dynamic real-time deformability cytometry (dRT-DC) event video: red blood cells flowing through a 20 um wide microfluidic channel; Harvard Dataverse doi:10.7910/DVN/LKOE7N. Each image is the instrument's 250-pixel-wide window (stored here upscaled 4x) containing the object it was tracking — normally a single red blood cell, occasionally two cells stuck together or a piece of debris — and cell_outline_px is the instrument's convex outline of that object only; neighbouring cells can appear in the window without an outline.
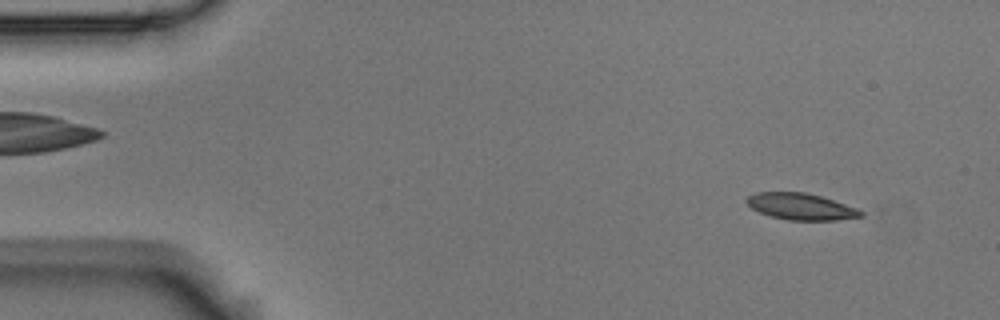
{"species": "Egyptian fruit bat (a non-hibernating species)", "species_latin": "Rousettus aegyptiacus", "temperature_condition": "room temperature", "stored_images_in_passage": 57, "camera_frame_rate_fps": 3000, "um_per_image_px": 0.085, "animal": {"sex": "male"}, "frame": {"image": 1, "passage_image": 5, "time_ms": 1.333, "image_size_px": [1000, 320], "cell_outline_px": [[864, 216], [836, 220], [788, 220], [772, 216], [760, 212], [752, 208], [744, 200], [748, 196], [756, 192], [804, 192], [820, 196], [856, 208], [864, 212]], "centroid_in_image_um": [68.06, 17.55], "position_along_channel_um": 16.9, "area_um2": 17.46}}
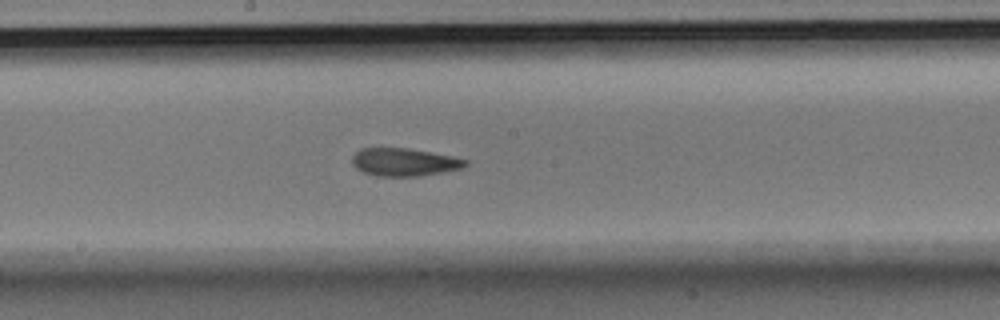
{"frame": {"image": 2, "passage_image": 30, "time_ms": 9.667, "image_size_px": [1000, 320], "cell_outline_px": [[468, 164], [460, 168], [420, 176], [376, 176], [364, 172], [356, 168], [352, 164], [352, 156], [360, 148], [408, 148], [452, 156], [468, 160]], "centroid_in_image_um": [34.32, 13.77], "position_along_channel_um": 213.9, "area_um2": 18.26}}
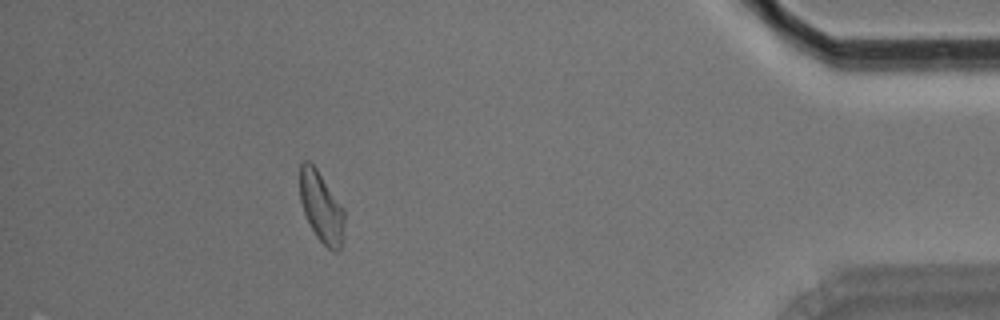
{"frame": {"image": 3, "passage_image": 51, "time_ms": 16.667, "image_size_px": [1000, 320], "cell_outline_px": [[344, 236], [340, 252], [332, 252], [316, 236], [304, 212], [300, 200], [300, 164], [304, 160], [308, 160], [316, 168], [344, 208]], "centroid_in_image_um": [27.34, 17.64], "position_along_channel_um": 407.9, "area_um2": 18.38}, "authors_computed_cell_mechanics": {"area_um2": 18.6694, "velocity_mm_per_s": 3.5237, "shape_relaxation_time_tau1_ms": 4.8109, "shape_relaxation_time_tau2_ms": 2.7545, "deformation_change_tau1": 0.138, "deformation_change_tau2": 0.0885}}